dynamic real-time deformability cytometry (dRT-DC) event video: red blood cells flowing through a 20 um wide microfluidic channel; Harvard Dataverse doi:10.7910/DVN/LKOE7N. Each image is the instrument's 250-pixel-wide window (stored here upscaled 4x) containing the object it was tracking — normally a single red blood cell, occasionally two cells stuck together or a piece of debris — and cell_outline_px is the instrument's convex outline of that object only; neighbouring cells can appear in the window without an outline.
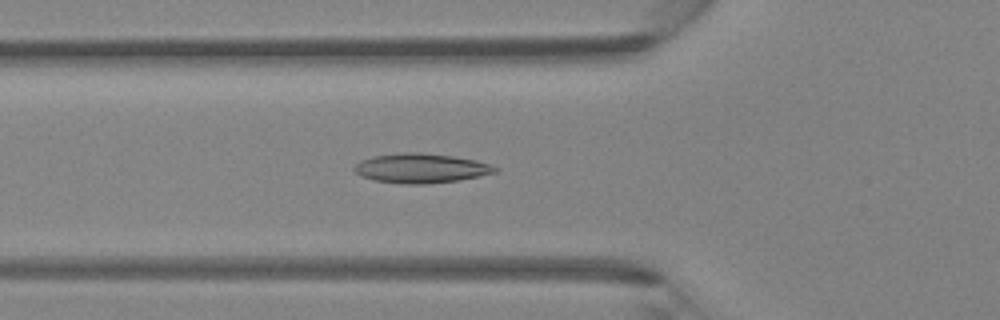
{"species": "Egyptian fruit bat (a non-hibernating species)", "species_latin": "Rousettus aegyptiacus", "temperature_condition": "room temperature", "stored_images_in_passage": 25, "camera_frame_rate_fps": 3000, "um_per_image_px": 0.085, "animal": {"sex": "female"}, "frame": {"image": 1, "passage_image": 17, "time_ms": 5.333, "image_size_px": [1000, 320], "cell_outline_px": [[496, 172], [480, 176], [460, 180], [428, 184], [404, 184], [376, 180], [360, 176], [352, 168], [360, 160], [372, 156], [400, 152], [420, 152], [452, 156], [476, 160], [488, 164], [496, 168]], "centroid_in_image_um": [35.74, 14.29], "position_along_channel_um": 90.1, "area_um2": 24.22}}
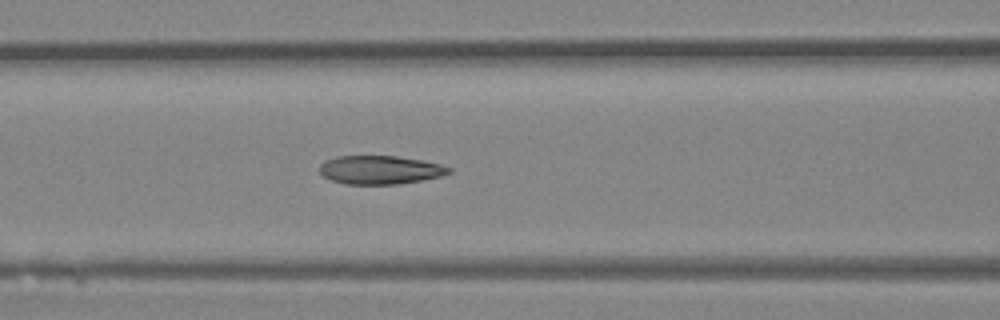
{"frame": {"image": 2, "passage_image": 20, "time_ms": 6.333, "image_size_px": [1000, 320], "cell_outline_px": [[452, 172], [440, 176], [420, 180], [396, 184], [344, 184], [332, 180], [324, 176], [320, 172], [320, 164], [324, 160], [336, 156], [396, 156], [420, 160], [440, 164], [452, 168]], "centroid_in_image_um": [32.28, 14.43], "position_along_channel_um": 134.3, "area_um2": 21.39}}
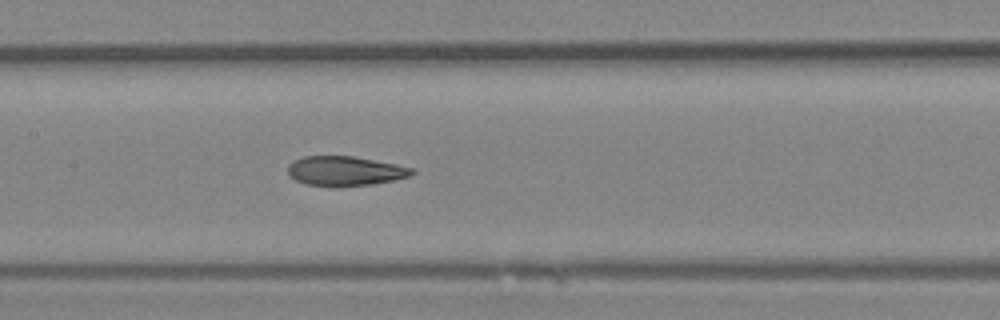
{"frame": {"image": 3, "passage_image": 23, "time_ms": 7.333, "image_size_px": [1000, 320], "cell_outline_px": [[416, 172], [412, 176], [372, 184], [336, 188], [304, 184], [288, 176], [288, 164], [292, 160], [304, 156], [352, 156], [396, 164], [412, 168]], "centroid_in_image_um": [29.29, 14.55], "position_along_channel_um": 178.1, "area_um2": 21.79}}